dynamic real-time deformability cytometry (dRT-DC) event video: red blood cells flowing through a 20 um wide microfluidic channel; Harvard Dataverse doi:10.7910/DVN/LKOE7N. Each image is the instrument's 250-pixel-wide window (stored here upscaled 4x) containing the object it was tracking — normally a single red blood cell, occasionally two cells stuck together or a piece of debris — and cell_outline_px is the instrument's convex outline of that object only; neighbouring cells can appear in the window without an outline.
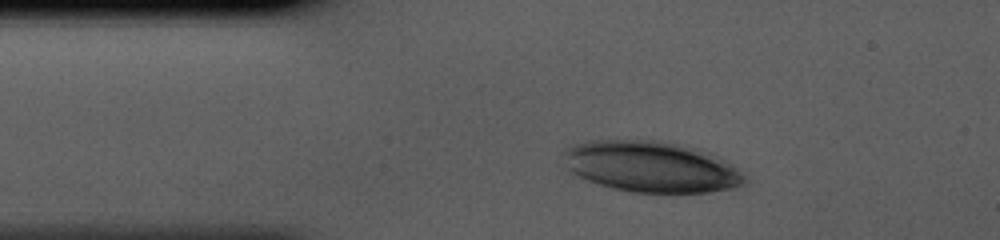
{"species": "human", "species_latin": "Homo sapiens", "temperature_condition": "cold", "stored_images_in_passage": 31, "camera_frame_rate_fps": 3000, "um_per_image_px": 0.085, "donor": {"sex": "male"}, "frame": {"image": 1, "passage_image": 1, "time_ms": 0.0, "image_size_px": [1000, 240], "cell_outline_px": [[744, 184], [736, 188], [708, 192], [632, 192], [612, 188], [596, 184], [576, 176], [568, 172], [564, 168], [564, 148], [572, 144], [584, 140], [652, 140], [672, 144], [708, 152], [732, 164], [744, 176]], "centroid_in_image_um": [55.24, 14.18], "position_along_channel_um": 29.8, "area_um2": 53.87}}
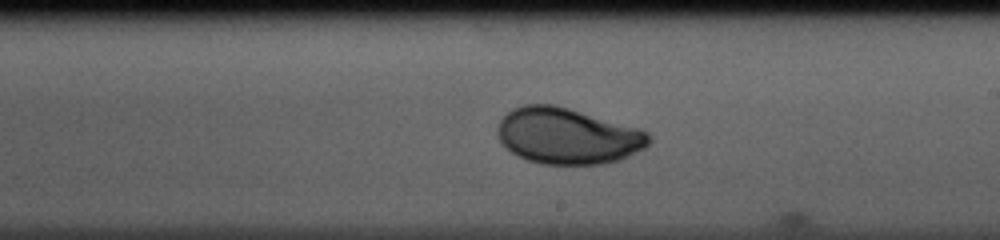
{"frame": {"image": 2, "passage_image": 18, "time_ms": 5.667, "image_size_px": [1000, 240], "cell_outline_px": [[652, 140], [644, 148], [620, 160], [604, 164], [540, 164], [516, 156], [500, 140], [496, 132], [496, 128], [500, 120], [512, 108], [524, 104], [552, 104], [568, 108], [644, 128], [652, 136]], "centroid_in_image_um": [48.28, 11.55], "position_along_channel_um": 240.7, "area_um2": 50.0}}
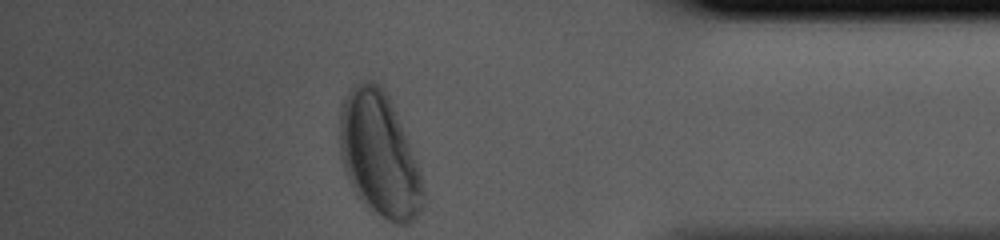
{"frame": {"image": 3, "passage_image": 31, "time_ms": 10.0, "image_size_px": [1000, 240], "cell_outline_px": [[428, 200], [424, 208], [408, 224], [396, 224], [372, 212], [364, 204], [348, 180], [344, 172], [340, 160], [340, 108], [348, 92], [356, 84], [368, 80], [380, 84], [388, 96], [392, 104], [420, 172]], "centroid_in_image_um": [32.25, 13.22], "position_along_channel_um": 403.0, "area_um2": 60.34}}